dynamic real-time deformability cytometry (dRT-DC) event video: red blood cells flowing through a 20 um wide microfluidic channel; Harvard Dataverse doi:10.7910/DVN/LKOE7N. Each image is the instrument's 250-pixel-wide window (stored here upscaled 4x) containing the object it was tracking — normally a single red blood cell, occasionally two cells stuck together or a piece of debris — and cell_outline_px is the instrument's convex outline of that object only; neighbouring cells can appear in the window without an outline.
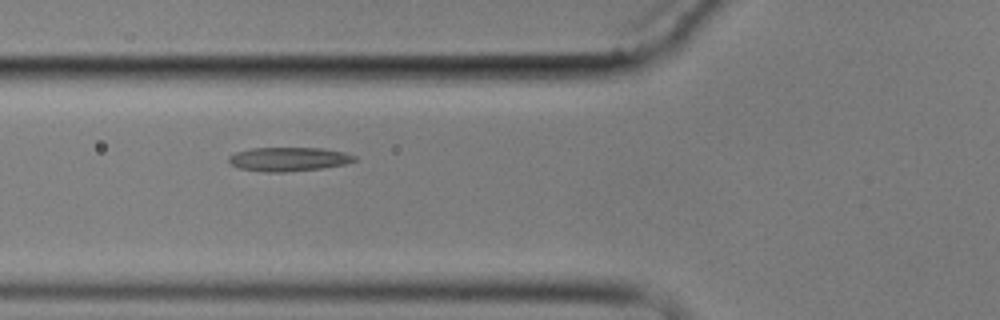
{"species": "common noctule bat (a hibernating species)", "species_latin": "Nyctalus noctula", "temperature_condition": "cold", "stored_images_in_passage": 9, "camera_frame_rate_fps": 3000, "um_per_image_px": 0.085, "animal": {"sex": "male", "body_mass_g": 17.9}, "frame": {"image": 1, "passage_image": 6, "time_ms": 6.667, "image_size_px": [1000, 320], "cell_outline_px": [[356, 160], [344, 164], [324, 168], [284, 172], [268, 172], [240, 168], [232, 164], [228, 160], [228, 156], [236, 152], [252, 148], [320, 148], [344, 152], [356, 156]], "centroid_in_image_um": [24.54, 13.52], "position_along_channel_um": 101.3, "area_um2": 17.4}}
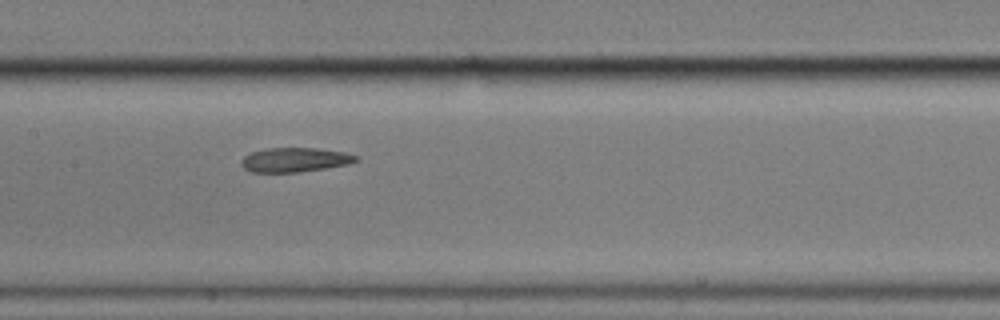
{"frame": {"image": 2, "passage_image": 8, "time_ms": 9.0, "image_size_px": [1000, 320], "cell_outline_px": [[360, 160], [348, 164], [300, 172], [252, 172], [244, 168], [240, 164], [244, 156], [252, 152], [268, 148], [316, 148], [344, 152], [356, 156]], "centroid_in_image_um": [25.06, 13.58], "position_along_channel_um": 182.3, "area_um2": 16.13}}
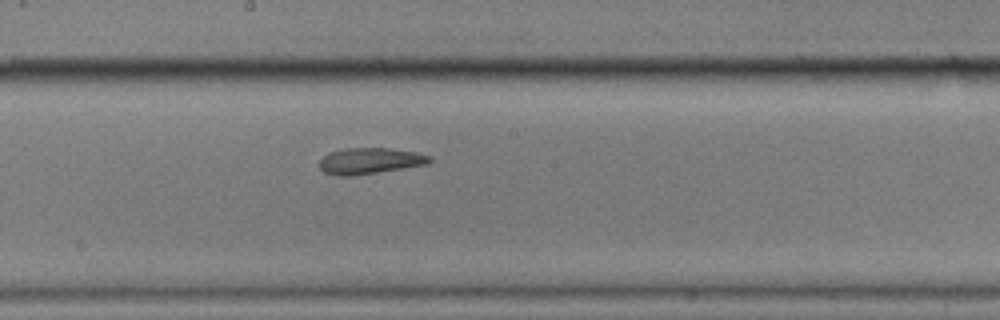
{"frame": {"image": 3, "passage_image": 9, "time_ms": 10.0, "image_size_px": [1000, 320], "cell_outline_px": [[432, 160], [428, 164], [352, 176], [336, 176], [324, 172], [320, 168], [320, 160], [328, 152], [344, 148], [388, 148], [416, 152], [432, 156]], "centroid_in_image_um": [31.43, 13.67], "position_along_channel_um": 216.8, "area_um2": 16.82}}